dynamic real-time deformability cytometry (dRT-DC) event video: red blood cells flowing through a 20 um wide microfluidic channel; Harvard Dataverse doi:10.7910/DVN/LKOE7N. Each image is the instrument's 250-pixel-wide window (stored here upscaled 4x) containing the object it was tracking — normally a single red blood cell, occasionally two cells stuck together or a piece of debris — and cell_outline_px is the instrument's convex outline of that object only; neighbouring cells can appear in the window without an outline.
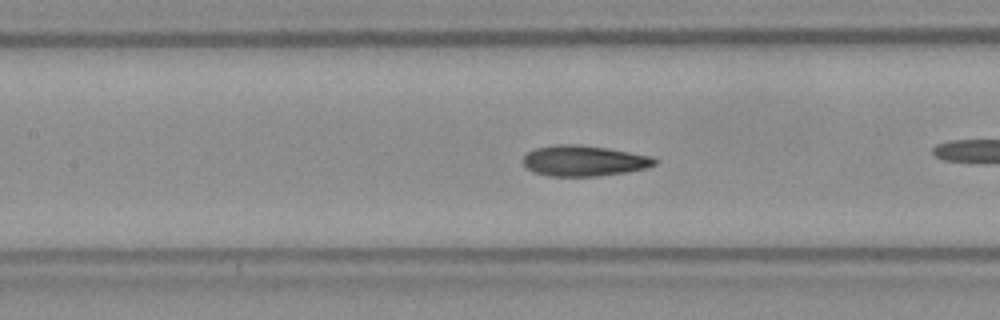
{"species": "Egyptian fruit bat (a non-hibernating species)", "species_latin": "Rousettus aegyptiacus", "temperature_condition": "room temperature", "stored_images_in_passage": 53, "camera_frame_rate_fps": 3000, "um_per_image_px": 0.085, "frame": {"image": 1, "passage_image": 23, "time_ms": 7.333, "image_size_px": [1000, 320], "cell_outline_px": [[656, 164], [644, 168], [628, 172], [596, 176], [548, 176], [536, 172], [528, 168], [524, 164], [524, 156], [528, 152], [536, 148], [556, 144], [576, 144], [608, 148], [652, 156], [656, 160]], "centroid_in_image_um": [49.65, 13.66], "position_along_channel_um": 157.8, "area_um2": 23.35}, "authors_computed_cell_mechanics": {"area_um2": 23.0622, "velocity_mm_per_s": 3.9117, "shape_relaxation_time_tau1_ms": null, "shape_relaxation_time_tau2_ms": 3.4765, "deformation_change_tau1": null, "deformation_change_tau2": 0.0908}}